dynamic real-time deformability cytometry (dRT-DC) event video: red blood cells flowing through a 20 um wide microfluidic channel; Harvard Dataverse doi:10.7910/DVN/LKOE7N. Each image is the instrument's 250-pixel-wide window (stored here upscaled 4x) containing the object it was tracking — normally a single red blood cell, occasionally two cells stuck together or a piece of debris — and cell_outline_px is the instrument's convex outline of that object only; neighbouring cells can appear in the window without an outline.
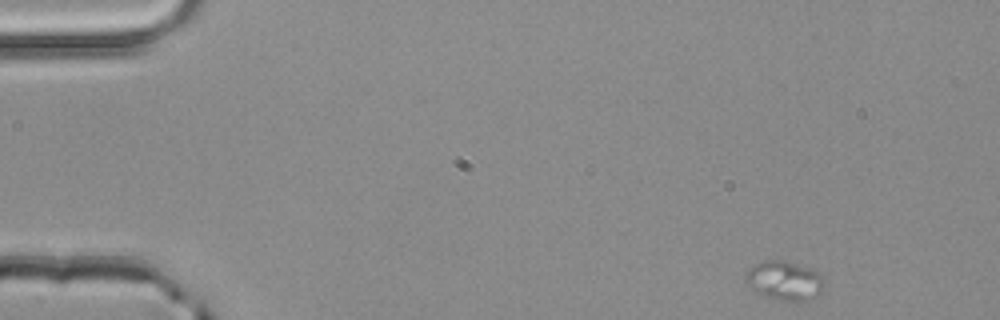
{"species": "common noctule bat (a hibernating species)", "species_latin": "Nyctalus noctula", "temperature_condition": "room temperature", "stored_images_in_passage": 15, "camera_frame_rate_fps": 3000, "um_per_image_px": 0.085, "animal": {"sex": "male", "body_mass_g": 20.4}, "frame": {"image": 1, "passage_image": 1, "time_ms": 0.0, "image_size_px": [1000, 320], "cell_outline_px": [[824, 288], [808, 304], [780, 300], [756, 292], [748, 288], [744, 280], [744, 276], [748, 268], [764, 260], [784, 260], [808, 268], [824, 276]], "centroid_in_image_um": [66.68, 23.89], "position_along_channel_um": 18.3, "area_um2": 18.44}}
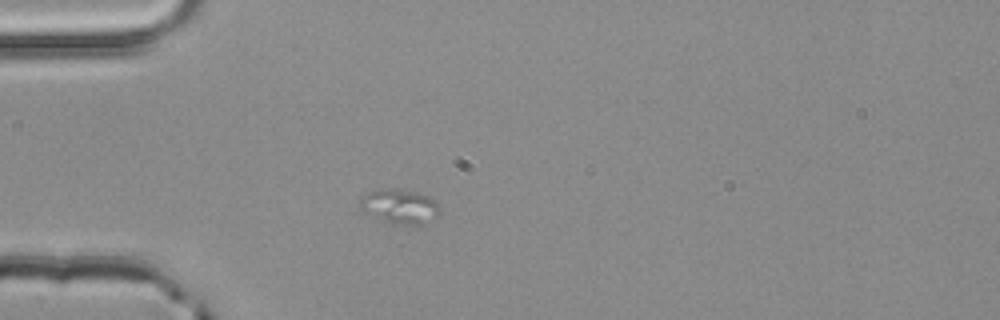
{"frame": {"image": 2, "passage_image": 11, "time_ms": 3.333, "image_size_px": [1000, 320], "cell_outline_px": [[440, 212], [436, 216], [424, 224], [408, 224], [388, 220], [372, 216], [364, 212], [360, 208], [360, 200], [368, 192], [380, 188], [392, 188], [416, 192], [428, 196], [436, 200]], "centroid_in_image_um": [33.98, 17.5], "position_along_channel_um": 51.0, "area_um2": 15.61}}